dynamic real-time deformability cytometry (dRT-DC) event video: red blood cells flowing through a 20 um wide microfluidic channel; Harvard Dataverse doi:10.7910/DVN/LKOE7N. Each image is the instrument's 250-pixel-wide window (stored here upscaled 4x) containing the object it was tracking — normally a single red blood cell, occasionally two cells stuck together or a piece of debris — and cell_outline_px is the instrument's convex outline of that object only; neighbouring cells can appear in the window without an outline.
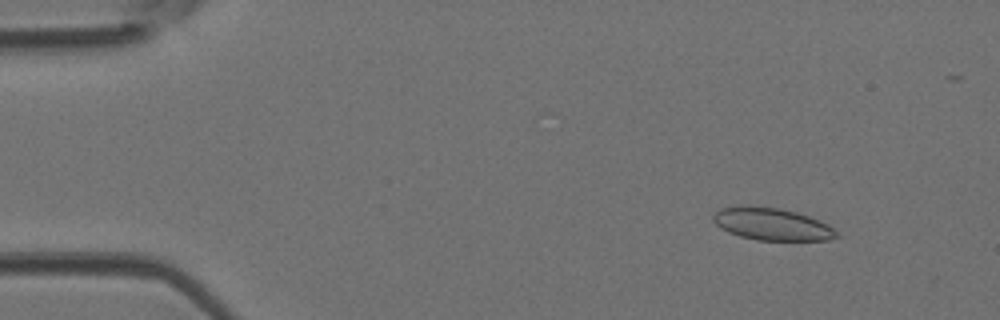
{"species": "Egyptian fruit bat (a non-hibernating species)", "species_latin": "Rousettus aegyptiacus", "temperature_condition": "room temperature", "stored_images_in_passage": 46, "camera_frame_rate_fps": 3000, "um_per_image_px": 0.085, "animal": {"sex": "female"}, "frame": {"image": 1, "passage_image": 5, "time_ms": 1.333, "image_size_px": [1000, 320], "cell_outline_px": [[840, 236], [828, 240], [756, 240], [740, 236], [728, 232], [720, 228], [712, 220], [712, 216], [720, 208], [740, 204], [780, 208], [796, 212], [808, 216], [828, 224]], "centroid_in_image_um": [65.56, 19.03], "position_along_channel_um": 19.4, "area_um2": 23.41}}
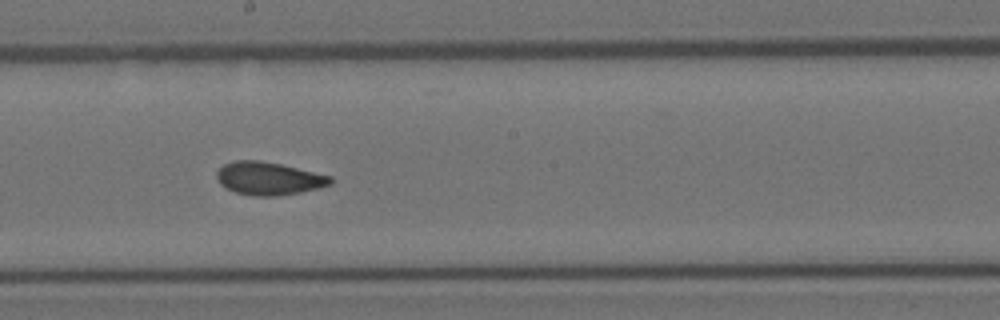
{"frame": {"image": 2, "passage_image": 25, "time_ms": 8.0, "image_size_px": [1000, 320], "cell_outline_px": [[332, 184], [320, 188], [300, 192], [276, 196], [256, 196], [236, 192], [220, 184], [216, 176], [216, 172], [224, 164], [236, 160], [260, 160], [280, 164], [332, 176]], "centroid_in_image_um": [22.85, 15.16], "position_along_channel_um": 225.3, "area_um2": 21.73}}
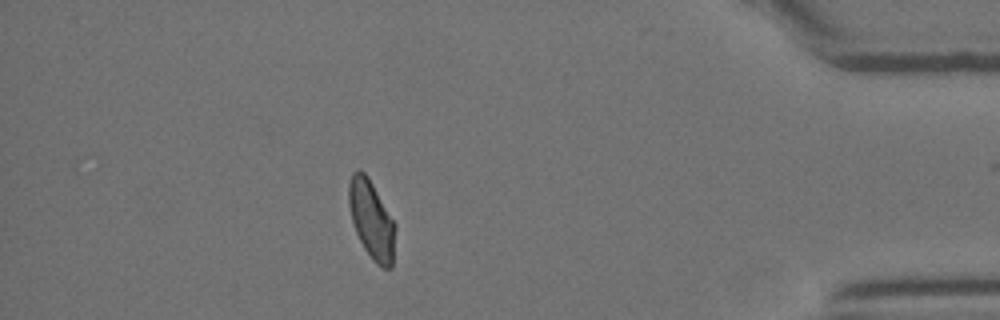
{"frame": {"image": 3, "passage_image": 40, "time_ms": 13.0, "image_size_px": [1000, 320], "cell_outline_px": [[396, 228], [392, 268], [384, 268], [376, 264], [372, 260], [364, 248], [356, 232], [352, 220], [348, 204], [348, 184], [352, 172], [356, 168], [360, 168], [368, 176], [396, 224]], "centroid_in_image_um": [31.58, 18.65], "position_along_channel_um": 403.6, "area_um2": 21.5}}